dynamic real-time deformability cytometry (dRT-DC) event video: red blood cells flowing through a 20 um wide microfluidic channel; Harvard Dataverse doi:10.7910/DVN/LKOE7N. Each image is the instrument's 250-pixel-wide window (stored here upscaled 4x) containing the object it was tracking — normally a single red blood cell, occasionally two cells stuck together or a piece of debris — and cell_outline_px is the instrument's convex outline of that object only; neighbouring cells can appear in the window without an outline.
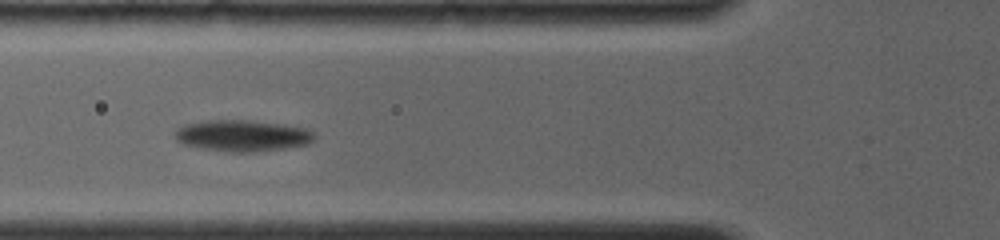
{"species": "common noctule bat (a hibernating species)", "species_latin": "Nyctalus noctula", "temperature_condition": "room temperature", "stored_images_in_passage": 22, "camera_frame_rate_fps": 4000, "um_per_image_px": 0.085, "animal": {"sex": "female", "body_mass_g": 19.0, "forearm_length_mm": 56.7}, "frame": {"image": 1, "passage_image": 4, "time_ms": 1.75, "image_size_px": [1000, 240], "cell_outline_px": [[316, 136], [308, 144], [284, 148], [252, 152], [228, 152], [204, 148], [184, 144], [176, 140], [176, 128], [184, 124], [200, 120], [252, 120], [284, 124], [308, 128]], "centroid_in_image_um": [20.6, 11.51], "position_along_channel_um": 105.2, "area_um2": 25.61}}
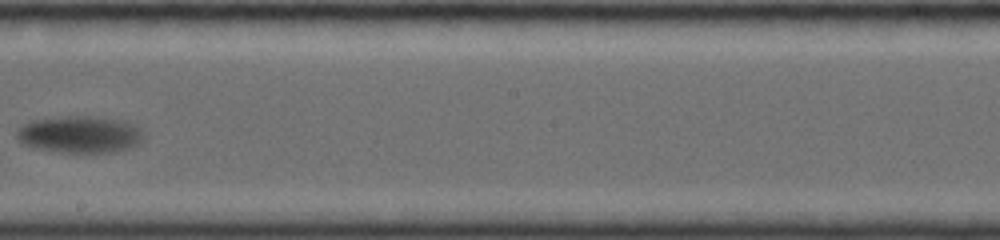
{"frame": {"image": 2, "passage_image": 10, "time_ms": 5.75, "image_size_px": [1000, 240], "cell_outline_px": [[144, 136], [136, 144], [112, 152], [60, 152], [32, 148], [24, 144], [16, 136], [16, 128], [32, 120], [64, 116], [100, 116], [120, 120], [136, 124], [140, 128]], "centroid_in_image_um": [6.74, 11.41], "position_along_channel_um": 241.5, "area_um2": 27.34}}
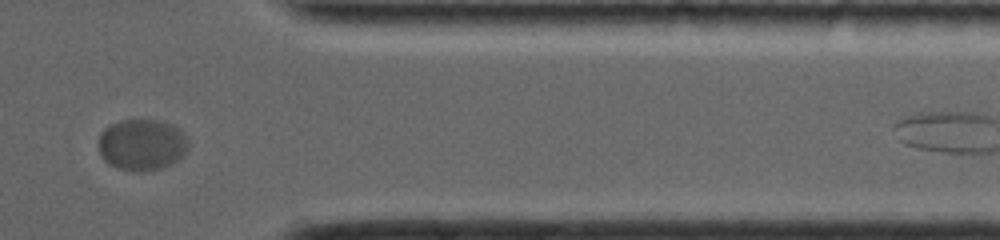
{"frame": {"image": 3, "passage_image": 17, "time_ms": 10.5, "image_size_px": [1000, 240], "cell_outline_px": [[188, 148], [176, 160], [160, 168], [144, 172], [136, 172], [116, 168], [108, 164], [100, 156], [100, 132], [104, 128], [120, 120], [136, 116], [160, 120], [172, 124], [180, 128], [188, 136]], "centroid_in_image_um": [12.06, 12.25], "position_along_channel_um": 399.3, "area_um2": 27.63}}